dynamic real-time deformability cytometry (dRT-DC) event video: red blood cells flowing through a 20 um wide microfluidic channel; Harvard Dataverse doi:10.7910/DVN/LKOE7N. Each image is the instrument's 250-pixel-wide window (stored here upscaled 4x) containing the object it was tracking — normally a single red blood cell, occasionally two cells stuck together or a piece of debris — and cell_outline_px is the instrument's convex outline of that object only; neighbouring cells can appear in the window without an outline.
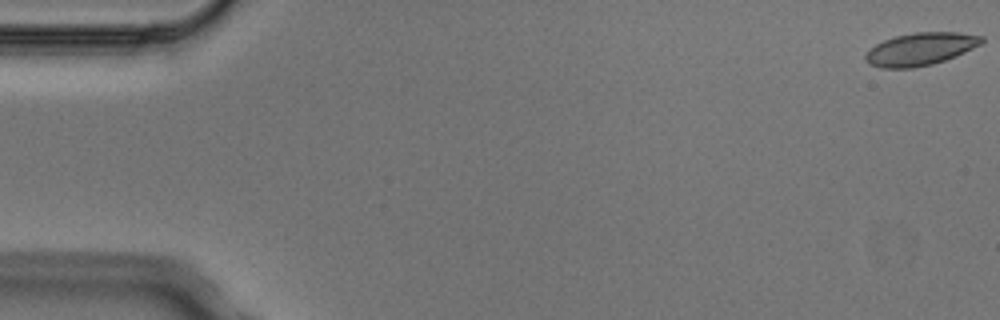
{"species": "Egyptian fruit bat (a non-hibernating species)", "species_latin": "Rousettus aegyptiacus", "temperature_condition": "cold", "stored_images_in_passage": 5, "camera_frame_rate_fps": 3000, "um_per_image_px": 0.085, "animal": {"sex": "male"}, "frame": {"image": 1, "passage_image": 1, "time_ms": 0.0, "image_size_px": [1000, 320], "cell_outline_px": [[984, 40], [980, 44], [956, 56], [932, 64], [912, 68], [880, 68], [868, 64], [864, 60], [864, 56], [876, 44], [884, 40], [896, 36], [916, 32], [960, 32], [984, 36]], "centroid_in_image_um": [78.23, 4.17], "position_along_channel_um": 6.8, "area_um2": 22.02}}
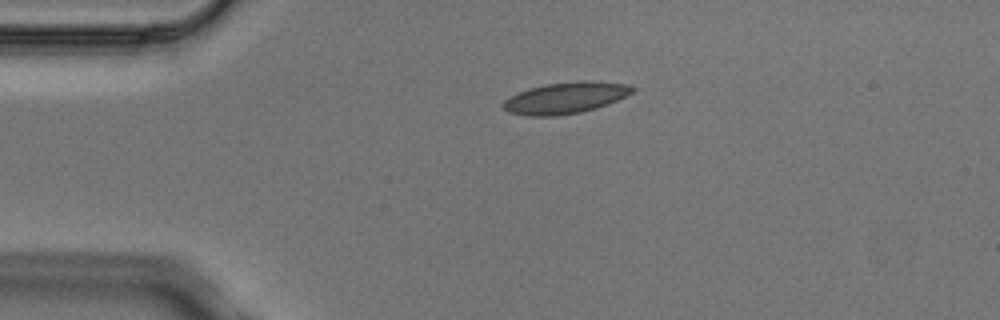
{"frame": {"image": 2, "passage_image": 4, "time_ms": 1.0, "image_size_px": [1000, 320], "cell_outline_px": [[636, 88], [632, 92], [608, 104], [596, 108], [580, 112], [556, 116], [528, 116], [508, 112], [500, 104], [508, 96], [528, 88], [544, 84], [576, 80], [592, 80], [628, 84]], "centroid_in_image_um": [48.02, 8.3], "position_along_channel_um": 37.0, "area_um2": 23.93}}